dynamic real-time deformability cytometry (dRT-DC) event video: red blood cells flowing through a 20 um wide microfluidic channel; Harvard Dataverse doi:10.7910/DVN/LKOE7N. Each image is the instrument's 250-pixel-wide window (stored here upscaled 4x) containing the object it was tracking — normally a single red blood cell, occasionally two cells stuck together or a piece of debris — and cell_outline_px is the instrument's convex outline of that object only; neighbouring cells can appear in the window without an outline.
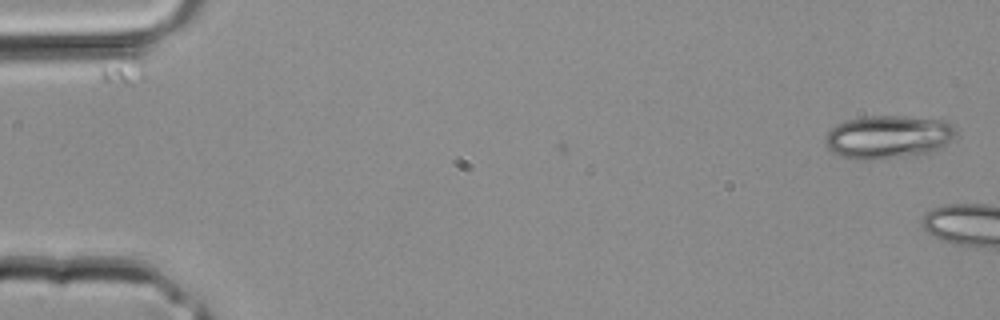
{"species": "common noctule bat (a hibernating species)", "species_latin": "Nyctalus noctula", "temperature_condition": "room temperature", "stored_images_in_passage": 2, "camera_frame_rate_fps": 3000, "um_per_image_px": 0.085, "animal": {"sex": "male", "body_mass_g": 20.4}, "frame": {"image": 1, "passage_image": 1, "time_ms": 0.0, "image_size_px": [1000, 320], "cell_outline_px": [[956, 136], [948, 144], [932, 152], [916, 156], [872, 160], [864, 160], [840, 156], [832, 152], [828, 148], [824, 140], [824, 136], [836, 124], [844, 120], [868, 116], [904, 116], [944, 120], [952, 124], [956, 128]], "centroid_in_image_um": [75.52, 11.65], "position_along_channel_um": 9.5, "area_um2": 33.52}}